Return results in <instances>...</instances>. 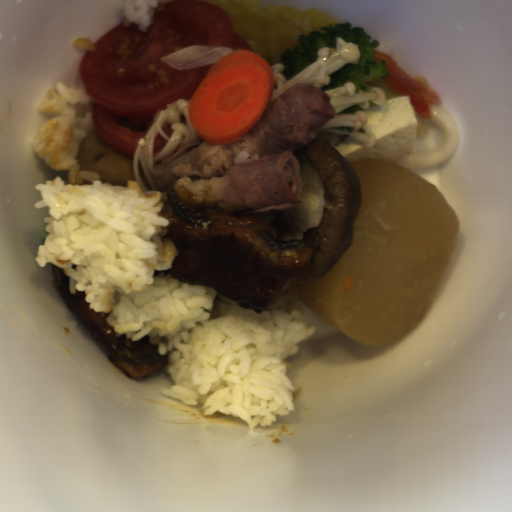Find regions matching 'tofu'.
Segmentation results:
<instances>
[{"instance_id": "1", "label": "tofu", "mask_w": 512, "mask_h": 512, "mask_svg": "<svg viewBox=\"0 0 512 512\" xmlns=\"http://www.w3.org/2000/svg\"><path fill=\"white\" fill-rule=\"evenodd\" d=\"M367 124L359 129L363 135L372 133L374 145L366 147L350 136L338 144L347 161L375 159L396 161L414 150L417 130L414 108L408 96H395L385 100L383 105L373 104L364 108Z\"/></svg>"}]
</instances>
